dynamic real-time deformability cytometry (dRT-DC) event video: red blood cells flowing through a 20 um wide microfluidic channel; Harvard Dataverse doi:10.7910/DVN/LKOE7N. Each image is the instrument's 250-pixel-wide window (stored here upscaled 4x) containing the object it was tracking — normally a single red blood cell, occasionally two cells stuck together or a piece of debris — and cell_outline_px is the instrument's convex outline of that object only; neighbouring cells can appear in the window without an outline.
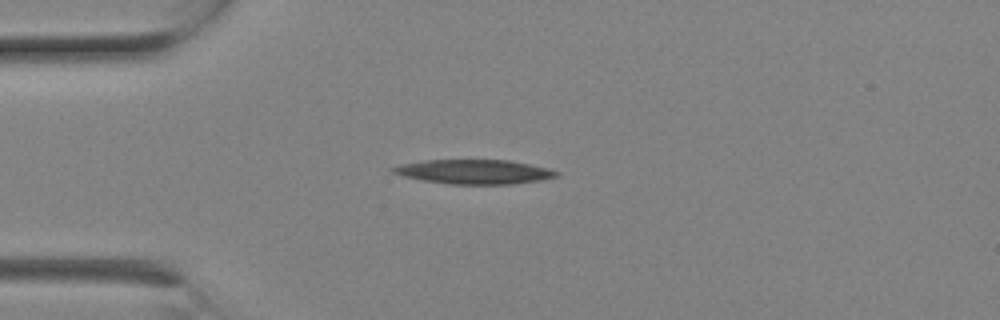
{"species": "Egyptian fruit bat (a non-hibernating species)", "species_latin": "Rousettus aegyptiacus", "temperature_condition": "room temperature", "stored_images_in_passage": 2, "camera_frame_rate_fps": 3000, "um_per_image_px": 0.085, "animal": {"sex": "female"}, "frame": {"image": 1, "passage_image": 1, "time_ms": 0.0, "image_size_px": [1000, 320], "cell_outline_px": [[560, 172], [556, 176], [544, 180], [512, 184], [452, 184], [424, 180], [404, 176], [392, 172], [388, 168], [400, 164], [424, 160], [508, 160], [548, 168]], "centroid_in_image_um": [40.3, 14.6], "position_along_channel_um": 44.7, "area_um2": 23.12}}